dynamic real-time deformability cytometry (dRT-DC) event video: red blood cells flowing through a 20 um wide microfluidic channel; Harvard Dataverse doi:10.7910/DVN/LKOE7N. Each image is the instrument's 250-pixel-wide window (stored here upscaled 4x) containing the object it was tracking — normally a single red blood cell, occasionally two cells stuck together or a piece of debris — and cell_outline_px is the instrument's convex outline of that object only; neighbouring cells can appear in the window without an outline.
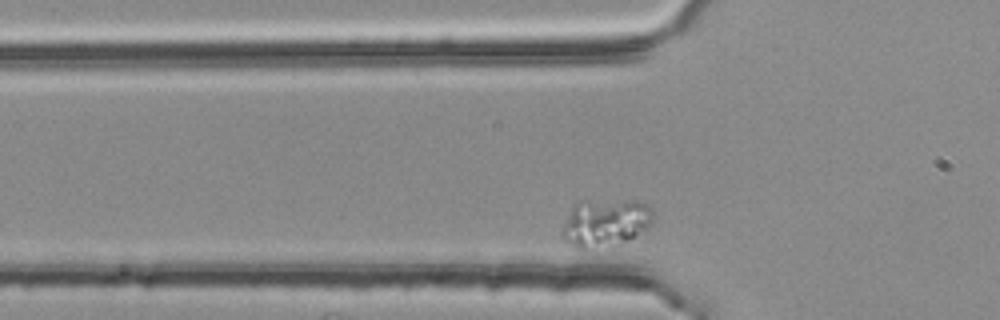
{"species": "common noctule bat (a hibernating species)", "species_latin": "Nyctalus noctula", "temperature_condition": "room temperature", "stored_images_in_passage": 34, "camera_frame_rate_fps": 3000, "um_per_image_px": 0.085, "animal": {"sex": "female", "body_mass_g": 25.1}, "frame": {"image": 1, "passage_image": 5, "time_ms": 1.333, "image_size_px": [1000, 320], "cell_outline_px": [[652, 220], [644, 228], [608, 252], [580, 252], [560, 232], [560, 228], [572, 208], [580, 200], [644, 200], [652, 208]], "centroid_in_image_um": [51.41, 18.99], "position_along_channel_um": 74.4, "area_um2": 26.36}}
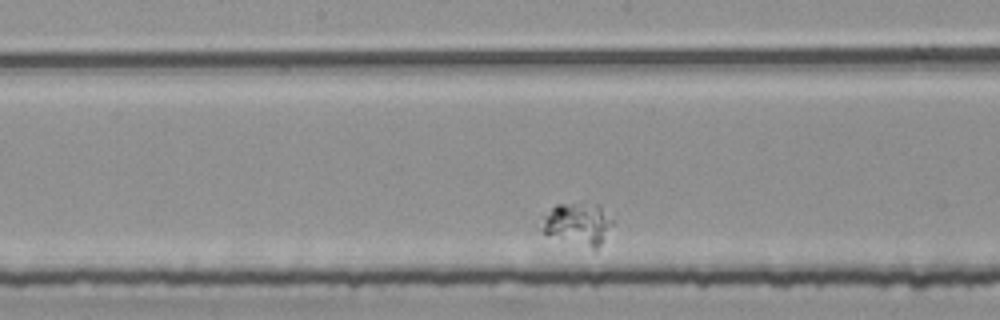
{"frame": {"image": 2, "passage_image": 17, "time_ms": 5.333, "image_size_px": [1000, 320], "cell_outline_px": [[612, 224], [596, 252], [592, 252], [544, 232], [536, 228], [544, 216], [556, 204], [600, 204], [612, 220]], "centroid_in_image_um": [49.1, 19.08], "position_along_channel_um": 199.1, "area_um2": 17.74}}
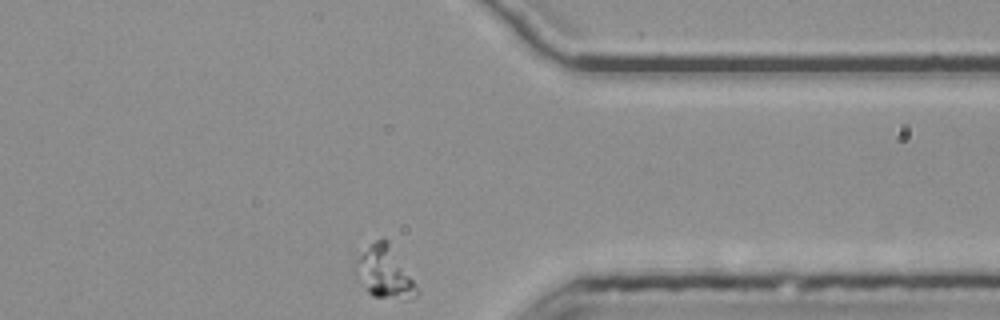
{"frame": {"image": 3, "passage_image": 34, "time_ms": 11.0, "image_size_px": [1000, 320], "cell_outline_px": [[420, 292], [416, 296], [404, 300], [400, 300], [372, 296], [368, 292], [352, 272], [352, 264], [376, 240], [384, 236], [388, 240]], "centroid_in_image_um": [32.65, 23.17], "position_along_channel_um": 378.8, "area_um2": 18.55}}